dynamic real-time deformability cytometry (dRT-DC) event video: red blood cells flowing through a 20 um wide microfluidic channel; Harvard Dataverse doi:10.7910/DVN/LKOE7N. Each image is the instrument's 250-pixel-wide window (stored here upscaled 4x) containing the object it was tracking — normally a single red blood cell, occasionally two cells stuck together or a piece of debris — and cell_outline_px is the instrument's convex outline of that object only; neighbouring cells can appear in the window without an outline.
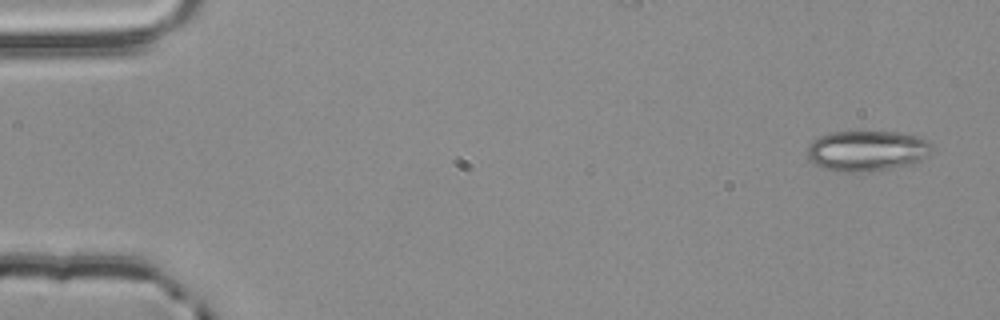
{"species": "common noctule bat (a hibernating species)", "species_latin": "Nyctalus noctula", "temperature_condition": "room temperature", "stored_images_in_passage": 4, "camera_frame_rate_fps": 3000, "um_per_image_px": 0.085, "animal": {"sex": "male", "body_mass_g": 20.4}, "frame": {"image": 1, "passage_image": 1, "time_ms": 0.0, "image_size_px": [1000, 320], "cell_outline_px": [[932, 148], [920, 160], [912, 164], [888, 168], [860, 172], [836, 172], [824, 168], [816, 164], [808, 156], [808, 144], [812, 140], [820, 136], [832, 132], [896, 132], [916, 136], [932, 144]], "centroid_in_image_um": [73.64, 12.82], "position_along_channel_um": 11.4, "area_um2": 29.02}}